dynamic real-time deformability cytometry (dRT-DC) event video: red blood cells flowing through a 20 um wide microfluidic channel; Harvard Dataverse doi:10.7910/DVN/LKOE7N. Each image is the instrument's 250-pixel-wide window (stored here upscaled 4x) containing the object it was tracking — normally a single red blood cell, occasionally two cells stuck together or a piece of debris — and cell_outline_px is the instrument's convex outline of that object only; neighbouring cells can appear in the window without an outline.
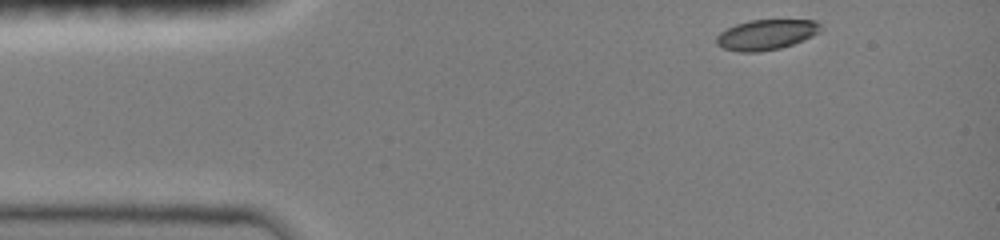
{"species": "common noctule bat (a hibernating species)", "species_latin": "Nyctalus noctula", "temperature_condition": "room temperature", "stored_images_in_passage": 38, "camera_frame_rate_fps": 3000, "um_per_image_px": 0.085, "animal": {"sex": "female", "body_mass_g": 19.0, "forearm_length_mm": 51.5}, "frame": {"image": 1, "passage_image": 1, "time_ms": 0.0, "image_size_px": [1000, 240], "cell_outline_px": [[820, 32], [812, 36], [792, 44], [780, 48], [760, 52], [740, 52], [724, 48], [716, 44], [716, 36], [720, 32], [736, 24], [748, 20], [816, 20], [820, 24]], "centroid_in_image_um": [65.11, 2.94], "position_along_channel_um": 19.9, "area_um2": 18.32}}
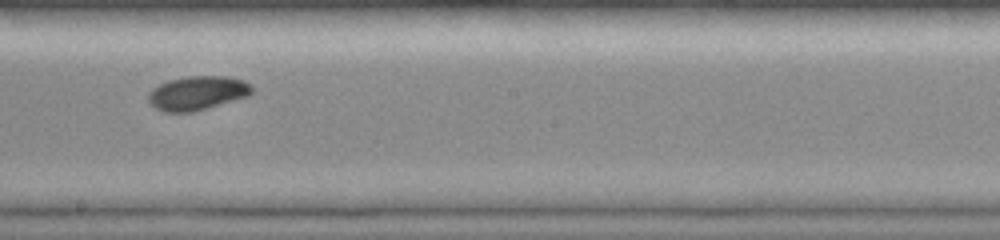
{"frame": {"image": 2, "passage_image": 22, "time_ms": 7.0, "image_size_px": [1000, 240], "cell_outline_px": [[252, 92], [248, 96], [192, 112], [164, 112], [148, 104], [148, 92], [152, 88], [168, 80], [188, 76], [228, 76], [244, 80], [252, 84]], "centroid_in_image_um": [16.76, 7.9], "position_along_channel_um": 231.4, "area_um2": 20.63}}
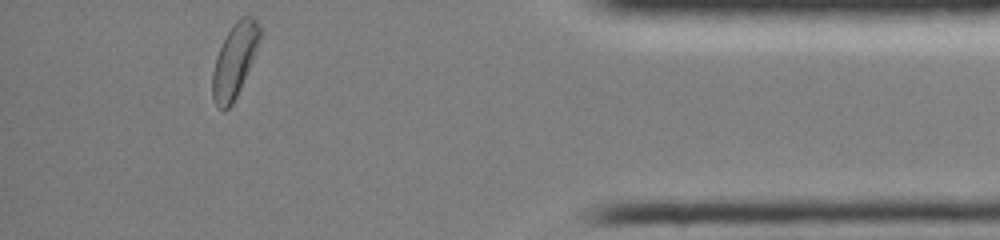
{"frame": {"image": 3, "passage_image": 38, "time_ms": 12.333, "image_size_px": [1000, 240], "cell_outline_px": [[260, 40], [240, 88], [232, 104], [224, 112], [216, 104], [212, 96], [212, 72], [216, 56], [232, 24], [240, 16], [252, 16], [256, 20], [260, 28]], "centroid_in_image_um": [19.92, 5.13], "position_along_channel_um": 415.3, "area_um2": 19.94}, "authors_computed_cell_mechanics": {"area_um2": 19.7676, "velocity_mm_per_s": 4.0386, "shape_relaxation_time_tau1_ms": 2.3611, "shape_relaxation_time_tau2_ms": null, "deformation_change_tau1": 0.1028, "deformation_change_tau2": null}}